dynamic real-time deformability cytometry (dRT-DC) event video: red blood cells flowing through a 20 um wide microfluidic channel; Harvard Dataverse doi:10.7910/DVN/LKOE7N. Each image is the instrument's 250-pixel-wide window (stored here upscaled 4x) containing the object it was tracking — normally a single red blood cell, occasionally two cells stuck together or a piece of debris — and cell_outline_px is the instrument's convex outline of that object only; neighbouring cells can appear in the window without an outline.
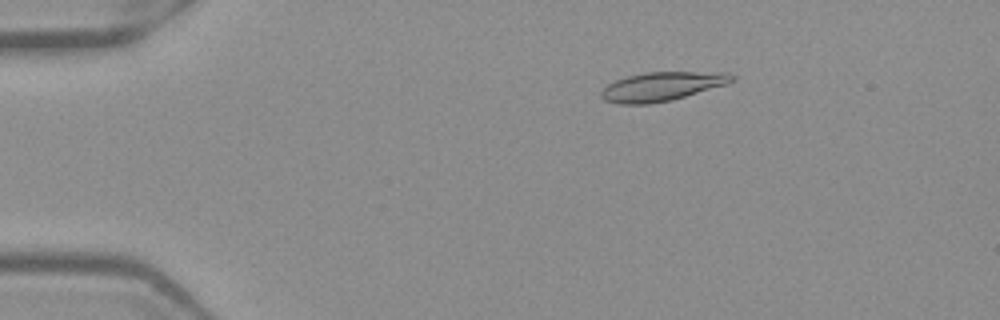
{"species": "Egyptian fruit bat (a non-hibernating species)", "species_latin": "Rousettus aegyptiacus", "temperature_condition": "warm", "stored_images_in_passage": 31, "camera_frame_rate_fps": 3000, "um_per_image_px": 0.085, "frame": {"image": 1, "passage_image": 10, "time_ms": 3.0, "image_size_px": [1000, 320], "cell_outline_px": [[736, 80], [728, 84], [672, 100], [648, 104], [620, 104], [604, 100], [600, 96], [600, 92], [608, 84], [616, 80], [628, 76], [644, 72], [728, 72], [736, 76]], "centroid_in_image_um": [56.31, 7.34], "position_along_channel_um": 28.7, "area_um2": 22.2}}
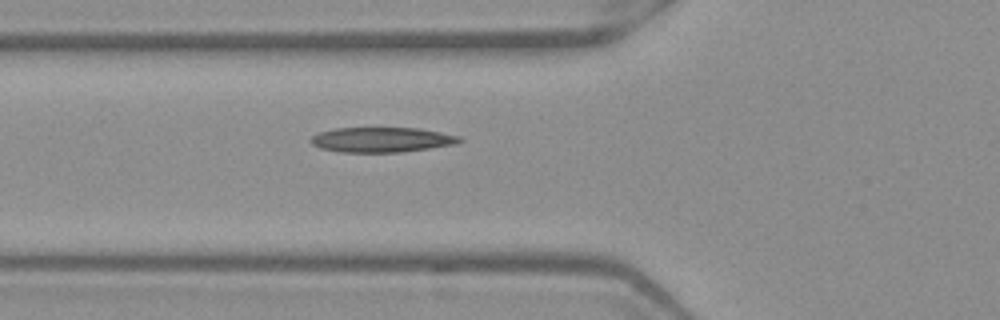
{"frame": {"image": 2, "passage_image": 20, "time_ms": 6.333, "image_size_px": [1000, 320], "cell_outline_px": [[464, 140], [456, 144], [400, 152], [340, 152], [320, 148], [312, 144], [308, 140], [312, 136], [320, 132], [336, 128], [420, 128], [460, 136]], "centroid_in_image_um": [32.44, 11.87], "position_along_channel_um": 93.4, "area_um2": 21.62}}
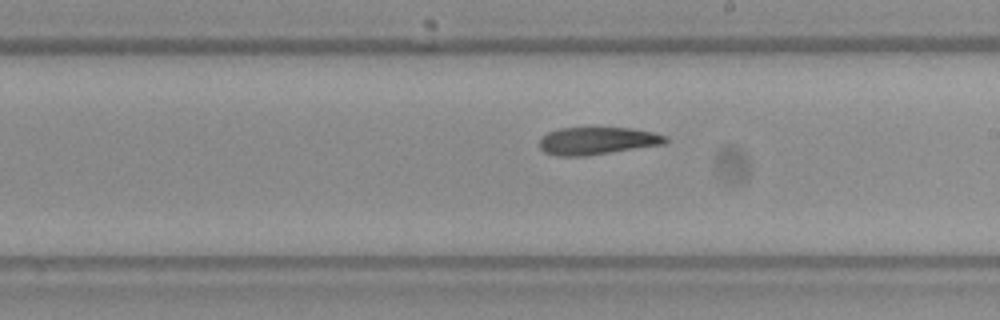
{"frame": {"image": 3, "passage_image": 31, "time_ms": 10.0, "image_size_px": [1000, 320], "cell_outline_px": [[668, 140], [664, 144], [588, 156], [556, 156], [544, 152], [540, 148], [540, 136], [548, 132], [560, 128], [632, 128], [652, 132], [668, 136]], "centroid_in_image_um": [50.75, 11.98], "position_along_channel_um": 238.2, "area_um2": 20.35}}